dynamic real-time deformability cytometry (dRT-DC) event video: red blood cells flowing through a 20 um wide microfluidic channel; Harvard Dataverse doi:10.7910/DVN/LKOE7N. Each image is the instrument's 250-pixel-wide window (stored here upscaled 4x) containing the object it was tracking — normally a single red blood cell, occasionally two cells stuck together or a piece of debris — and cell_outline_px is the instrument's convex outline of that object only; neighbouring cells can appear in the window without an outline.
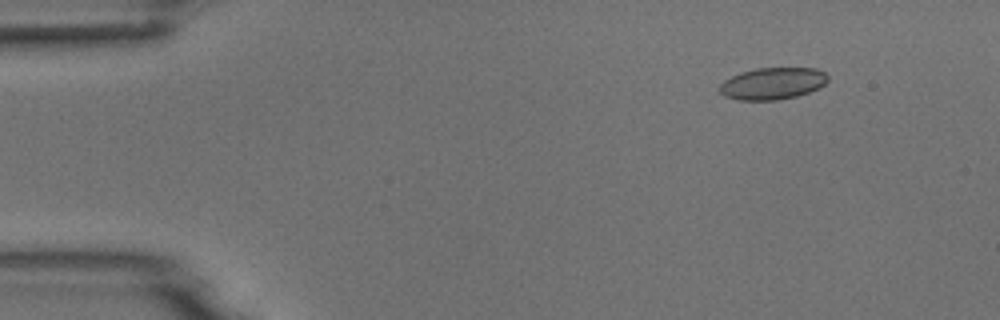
{"species": "common noctule bat (a hibernating species)", "species_latin": "Nyctalus noctula", "temperature_condition": "room temperature", "stored_images_in_passage": 5, "camera_frame_rate_fps": 3000, "um_per_image_px": 0.085, "animal": {"sex": "male", "body_mass_g": 18.8}, "frame": {"image": 1, "passage_image": 2, "time_ms": 1.333, "image_size_px": [1000, 320], "cell_outline_px": [[828, 80], [824, 84], [808, 92], [796, 96], [776, 100], [740, 100], [724, 96], [716, 88], [724, 80], [740, 72], [756, 68], [816, 68], [824, 72], [828, 76]], "centroid_in_image_um": [65.62, 7.09], "position_along_channel_um": 19.4, "area_um2": 20.11}}